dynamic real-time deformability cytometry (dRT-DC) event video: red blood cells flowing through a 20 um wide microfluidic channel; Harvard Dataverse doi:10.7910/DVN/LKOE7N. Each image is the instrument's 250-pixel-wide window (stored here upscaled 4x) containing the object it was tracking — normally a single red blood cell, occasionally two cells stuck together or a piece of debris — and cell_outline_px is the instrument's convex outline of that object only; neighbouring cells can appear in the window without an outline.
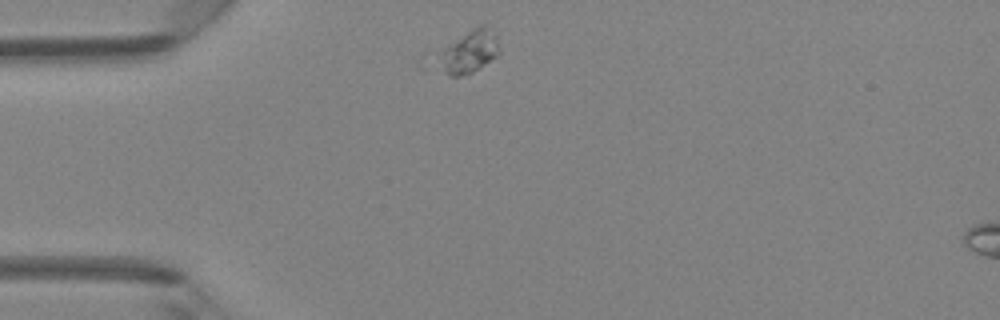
{"species": "Egyptian fruit bat (a non-hibernating species)", "species_latin": "Rousettus aegyptiacus", "temperature_condition": "room temperature", "stored_images_in_passage": 38, "camera_frame_rate_fps": 3000, "um_per_image_px": 0.085, "animal": {"sex": "female"}, "frame": {"image": 1, "passage_image": 1, "time_ms": 0.0, "image_size_px": [1000, 320], "cell_outline_px": [[500, 56], [472, 72], [464, 76], [452, 76], [444, 72], [444, 48], [472, 28], [480, 24], [488, 24], [496, 36], [500, 48]], "centroid_in_image_um": [40.06, 4.35], "position_along_channel_um": 44.9, "area_um2": 14.57}}
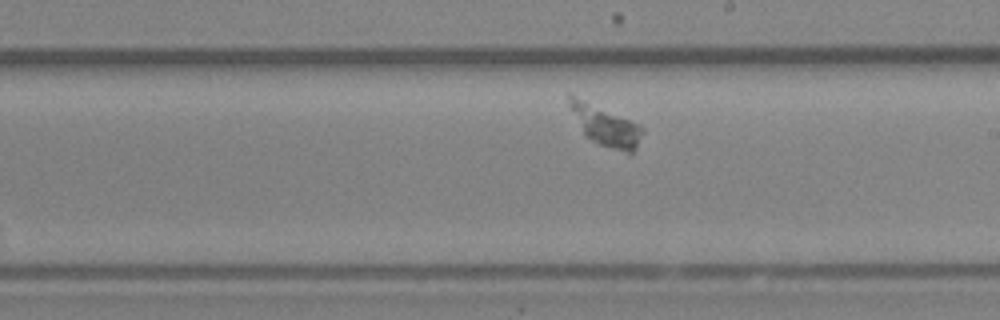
{"frame": {"image": 2, "passage_image": 17, "time_ms": 5.333, "image_size_px": [1000, 320], "cell_outline_px": [[644, 132], [636, 148], [632, 152], [628, 152], [612, 148], [600, 144], [592, 140], [584, 132], [568, 104], [568, 92], [640, 124], [644, 128]], "centroid_in_image_um": [51.5, 10.64], "position_along_channel_um": 237.5, "area_um2": 16.7}}
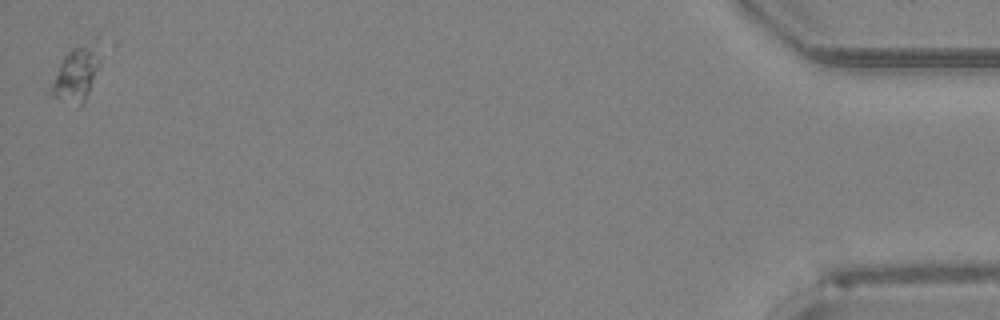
{"frame": {"image": 3, "passage_image": 38, "time_ms": 12.333, "image_size_px": [1000, 320], "cell_outline_px": [[100, 64], [84, 104], [76, 108], [52, 96], [48, 92], [48, 88], [64, 56], [72, 48], [88, 44], [100, 60]], "centroid_in_image_um": [6.39, 6.47], "position_along_channel_um": 428.8, "area_um2": 15.09}}